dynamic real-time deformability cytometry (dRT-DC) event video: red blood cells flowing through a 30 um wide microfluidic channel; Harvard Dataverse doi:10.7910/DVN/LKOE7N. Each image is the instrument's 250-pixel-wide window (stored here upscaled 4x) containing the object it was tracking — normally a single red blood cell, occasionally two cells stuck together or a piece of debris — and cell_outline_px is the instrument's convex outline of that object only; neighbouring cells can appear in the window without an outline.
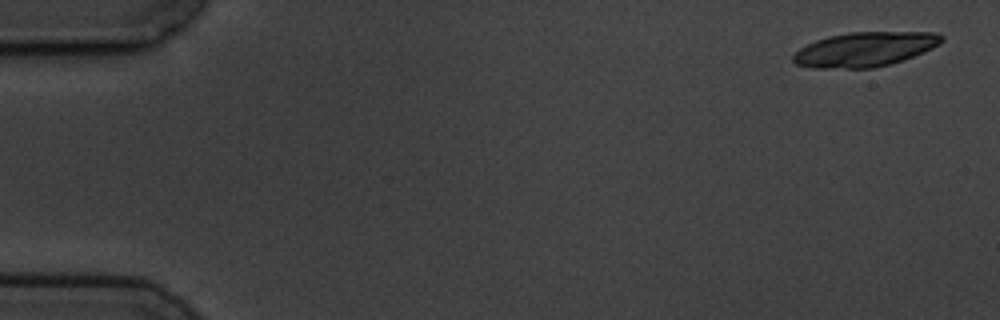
{"species": "common noctule bat (a hibernating species)", "species_latin": "Nyctalus noctula", "temperature_condition": "cold", "stored_images_in_passage": 6, "segment_of_instrument_passage": [1, 2], "camera_frame_rate_fps": 3000, "um_per_image_px": 0.085, "animal": {"sex": "male", "body_mass_g": 19.5, "forearm_length_mm": 54.6}, "frame": {"image": 1, "passage_image": 1, "time_ms": 0.0, "image_size_px": [1000, 320], "cell_outline_px": [[944, 40], [940, 44], [924, 52], [904, 60], [872, 68], [812, 68], [796, 64], [792, 60], [792, 56], [800, 48], [816, 40], [828, 36], [848, 32], [936, 32], [944, 36]], "centroid_in_image_um": [73.53, 4.18], "position_along_channel_um": 11.5, "area_um2": 29.94}}